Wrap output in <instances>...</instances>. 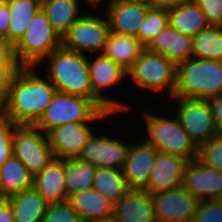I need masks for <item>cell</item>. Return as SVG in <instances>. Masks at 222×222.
I'll use <instances>...</instances> for the list:
<instances>
[{"mask_svg":"<svg viewBox=\"0 0 222 222\" xmlns=\"http://www.w3.org/2000/svg\"><path fill=\"white\" fill-rule=\"evenodd\" d=\"M41 63L46 64L45 75L57 92L83 96L91 99L100 109H108L93 94L89 77L88 57L85 54L61 46Z\"/></svg>","mask_w":222,"mask_h":222,"instance_id":"obj_2","label":"cell"},{"mask_svg":"<svg viewBox=\"0 0 222 222\" xmlns=\"http://www.w3.org/2000/svg\"><path fill=\"white\" fill-rule=\"evenodd\" d=\"M187 163L180 156L158 151L145 191L154 194L178 188L183 183Z\"/></svg>","mask_w":222,"mask_h":222,"instance_id":"obj_17","label":"cell"},{"mask_svg":"<svg viewBox=\"0 0 222 222\" xmlns=\"http://www.w3.org/2000/svg\"><path fill=\"white\" fill-rule=\"evenodd\" d=\"M193 222H222V203L219 199L200 200Z\"/></svg>","mask_w":222,"mask_h":222,"instance_id":"obj_35","label":"cell"},{"mask_svg":"<svg viewBox=\"0 0 222 222\" xmlns=\"http://www.w3.org/2000/svg\"><path fill=\"white\" fill-rule=\"evenodd\" d=\"M144 49L137 37L110 32L102 54L128 71Z\"/></svg>","mask_w":222,"mask_h":222,"instance_id":"obj_22","label":"cell"},{"mask_svg":"<svg viewBox=\"0 0 222 222\" xmlns=\"http://www.w3.org/2000/svg\"><path fill=\"white\" fill-rule=\"evenodd\" d=\"M69 201L81 216L83 222L106 218L112 214L114 207V204L94 188L71 196Z\"/></svg>","mask_w":222,"mask_h":222,"instance_id":"obj_27","label":"cell"},{"mask_svg":"<svg viewBox=\"0 0 222 222\" xmlns=\"http://www.w3.org/2000/svg\"><path fill=\"white\" fill-rule=\"evenodd\" d=\"M90 122L63 124L47 135L55 159L76 158L94 133Z\"/></svg>","mask_w":222,"mask_h":222,"instance_id":"obj_16","label":"cell"},{"mask_svg":"<svg viewBox=\"0 0 222 222\" xmlns=\"http://www.w3.org/2000/svg\"><path fill=\"white\" fill-rule=\"evenodd\" d=\"M127 77L133 80L139 90L148 89L152 93L164 92L168 99L173 97L176 85V64L163 55L144 49L140 57L127 71Z\"/></svg>","mask_w":222,"mask_h":222,"instance_id":"obj_7","label":"cell"},{"mask_svg":"<svg viewBox=\"0 0 222 222\" xmlns=\"http://www.w3.org/2000/svg\"><path fill=\"white\" fill-rule=\"evenodd\" d=\"M219 135H222V94L208 100Z\"/></svg>","mask_w":222,"mask_h":222,"instance_id":"obj_39","label":"cell"},{"mask_svg":"<svg viewBox=\"0 0 222 222\" xmlns=\"http://www.w3.org/2000/svg\"><path fill=\"white\" fill-rule=\"evenodd\" d=\"M169 25L168 11L150 8L140 24L137 38L146 47L151 40L166 26Z\"/></svg>","mask_w":222,"mask_h":222,"instance_id":"obj_32","label":"cell"},{"mask_svg":"<svg viewBox=\"0 0 222 222\" xmlns=\"http://www.w3.org/2000/svg\"><path fill=\"white\" fill-rule=\"evenodd\" d=\"M97 167L76 158L64 159V186L67 200L77 193L93 188Z\"/></svg>","mask_w":222,"mask_h":222,"instance_id":"obj_29","label":"cell"},{"mask_svg":"<svg viewBox=\"0 0 222 222\" xmlns=\"http://www.w3.org/2000/svg\"><path fill=\"white\" fill-rule=\"evenodd\" d=\"M9 7L8 44L13 48L23 37L30 21L41 9L42 0H5Z\"/></svg>","mask_w":222,"mask_h":222,"instance_id":"obj_25","label":"cell"},{"mask_svg":"<svg viewBox=\"0 0 222 222\" xmlns=\"http://www.w3.org/2000/svg\"><path fill=\"white\" fill-rule=\"evenodd\" d=\"M91 222H120V220L115 215L111 214L106 218L96 219Z\"/></svg>","mask_w":222,"mask_h":222,"instance_id":"obj_45","label":"cell"},{"mask_svg":"<svg viewBox=\"0 0 222 222\" xmlns=\"http://www.w3.org/2000/svg\"><path fill=\"white\" fill-rule=\"evenodd\" d=\"M11 204L15 222H41L48 203L32 187L6 198Z\"/></svg>","mask_w":222,"mask_h":222,"instance_id":"obj_24","label":"cell"},{"mask_svg":"<svg viewBox=\"0 0 222 222\" xmlns=\"http://www.w3.org/2000/svg\"><path fill=\"white\" fill-rule=\"evenodd\" d=\"M148 111V112H147ZM143 111V120H145L146 134L142 139L152 144L158 151L180 156L187 161L197 158L198 146L187 135L183 127L179 124L177 118L171 113L158 116L161 111L153 109ZM155 113V114H154ZM172 118V119H171ZM146 135V137H145Z\"/></svg>","mask_w":222,"mask_h":222,"instance_id":"obj_5","label":"cell"},{"mask_svg":"<svg viewBox=\"0 0 222 222\" xmlns=\"http://www.w3.org/2000/svg\"><path fill=\"white\" fill-rule=\"evenodd\" d=\"M222 94V62L190 58L176 64L173 96L208 101Z\"/></svg>","mask_w":222,"mask_h":222,"instance_id":"obj_3","label":"cell"},{"mask_svg":"<svg viewBox=\"0 0 222 222\" xmlns=\"http://www.w3.org/2000/svg\"><path fill=\"white\" fill-rule=\"evenodd\" d=\"M120 222H156L152 195L145 190H129L113 207Z\"/></svg>","mask_w":222,"mask_h":222,"instance_id":"obj_20","label":"cell"},{"mask_svg":"<svg viewBox=\"0 0 222 222\" xmlns=\"http://www.w3.org/2000/svg\"><path fill=\"white\" fill-rule=\"evenodd\" d=\"M134 143H130L123 175L129 190H146L158 150L146 140Z\"/></svg>","mask_w":222,"mask_h":222,"instance_id":"obj_15","label":"cell"},{"mask_svg":"<svg viewBox=\"0 0 222 222\" xmlns=\"http://www.w3.org/2000/svg\"><path fill=\"white\" fill-rule=\"evenodd\" d=\"M205 13L210 25L222 26V0H194Z\"/></svg>","mask_w":222,"mask_h":222,"instance_id":"obj_38","label":"cell"},{"mask_svg":"<svg viewBox=\"0 0 222 222\" xmlns=\"http://www.w3.org/2000/svg\"><path fill=\"white\" fill-rule=\"evenodd\" d=\"M19 67L16 60H0V108L6 100L12 78Z\"/></svg>","mask_w":222,"mask_h":222,"instance_id":"obj_37","label":"cell"},{"mask_svg":"<svg viewBox=\"0 0 222 222\" xmlns=\"http://www.w3.org/2000/svg\"><path fill=\"white\" fill-rule=\"evenodd\" d=\"M61 46V36L40 9L30 21L23 37L13 47V53L20 66L39 67L47 56Z\"/></svg>","mask_w":222,"mask_h":222,"instance_id":"obj_6","label":"cell"},{"mask_svg":"<svg viewBox=\"0 0 222 222\" xmlns=\"http://www.w3.org/2000/svg\"><path fill=\"white\" fill-rule=\"evenodd\" d=\"M0 222H15L13 209L6 199L0 203Z\"/></svg>","mask_w":222,"mask_h":222,"instance_id":"obj_42","label":"cell"},{"mask_svg":"<svg viewBox=\"0 0 222 222\" xmlns=\"http://www.w3.org/2000/svg\"><path fill=\"white\" fill-rule=\"evenodd\" d=\"M64 179V159L54 158L42 172L33 177V188L47 203L66 201Z\"/></svg>","mask_w":222,"mask_h":222,"instance_id":"obj_21","label":"cell"},{"mask_svg":"<svg viewBox=\"0 0 222 222\" xmlns=\"http://www.w3.org/2000/svg\"><path fill=\"white\" fill-rule=\"evenodd\" d=\"M192 58L222 62V26L210 25L192 41Z\"/></svg>","mask_w":222,"mask_h":222,"instance_id":"obj_31","label":"cell"},{"mask_svg":"<svg viewBox=\"0 0 222 222\" xmlns=\"http://www.w3.org/2000/svg\"><path fill=\"white\" fill-rule=\"evenodd\" d=\"M104 8L111 32L137 37L140 24L151 7L141 2H108Z\"/></svg>","mask_w":222,"mask_h":222,"instance_id":"obj_18","label":"cell"},{"mask_svg":"<svg viewBox=\"0 0 222 222\" xmlns=\"http://www.w3.org/2000/svg\"><path fill=\"white\" fill-rule=\"evenodd\" d=\"M192 2L194 0H148L147 4L151 8L168 11Z\"/></svg>","mask_w":222,"mask_h":222,"instance_id":"obj_40","label":"cell"},{"mask_svg":"<svg viewBox=\"0 0 222 222\" xmlns=\"http://www.w3.org/2000/svg\"><path fill=\"white\" fill-rule=\"evenodd\" d=\"M81 0H42L41 9L61 38L83 15ZM81 12V14H80Z\"/></svg>","mask_w":222,"mask_h":222,"instance_id":"obj_23","label":"cell"},{"mask_svg":"<svg viewBox=\"0 0 222 222\" xmlns=\"http://www.w3.org/2000/svg\"><path fill=\"white\" fill-rule=\"evenodd\" d=\"M16 126L0 112V167L12 154V136Z\"/></svg>","mask_w":222,"mask_h":222,"instance_id":"obj_36","label":"cell"},{"mask_svg":"<svg viewBox=\"0 0 222 222\" xmlns=\"http://www.w3.org/2000/svg\"><path fill=\"white\" fill-rule=\"evenodd\" d=\"M87 5H90V7H94V4H97L100 0H85Z\"/></svg>","mask_w":222,"mask_h":222,"instance_id":"obj_46","label":"cell"},{"mask_svg":"<svg viewBox=\"0 0 222 222\" xmlns=\"http://www.w3.org/2000/svg\"><path fill=\"white\" fill-rule=\"evenodd\" d=\"M127 143V144H126ZM130 148L128 141L109 137L106 134H95L88 139L77 160L90 163L97 168L108 167L122 170Z\"/></svg>","mask_w":222,"mask_h":222,"instance_id":"obj_12","label":"cell"},{"mask_svg":"<svg viewBox=\"0 0 222 222\" xmlns=\"http://www.w3.org/2000/svg\"><path fill=\"white\" fill-rule=\"evenodd\" d=\"M169 100L176 105L170 112L197 146L219 135L208 101L179 96Z\"/></svg>","mask_w":222,"mask_h":222,"instance_id":"obj_10","label":"cell"},{"mask_svg":"<svg viewBox=\"0 0 222 222\" xmlns=\"http://www.w3.org/2000/svg\"><path fill=\"white\" fill-rule=\"evenodd\" d=\"M115 115L109 109H100L91 99L56 92L51 103L34 124L45 134L68 123L99 122Z\"/></svg>","mask_w":222,"mask_h":222,"instance_id":"obj_4","label":"cell"},{"mask_svg":"<svg viewBox=\"0 0 222 222\" xmlns=\"http://www.w3.org/2000/svg\"><path fill=\"white\" fill-rule=\"evenodd\" d=\"M103 1L104 0H100L97 4H94L95 10L101 7L99 5H102ZM147 1L148 0H106V2H132V3L133 2L147 3Z\"/></svg>","mask_w":222,"mask_h":222,"instance_id":"obj_44","label":"cell"},{"mask_svg":"<svg viewBox=\"0 0 222 222\" xmlns=\"http://www.w3.org/2000/svg\"><path fill=\"white\" fill-rule=\"evenodd\" d=\"M41 222H83L69 200L48 203Z\"/></svg>","mask_w":222,"mask_h":222,"instance_id":"obj_33","label":"cell"},{"mask_svg":"<svg viewBox=\"0 0 222 222\" xmlns=\"http://www.w3.org/2000/svg\"><path fill=\"white\" fill-rule=\"evenodd\" d=\"M151 195L155 204L156 222H193L199 201L182 185Z\"/></svg>","mask_w":222,"mask_h":222,"instance_id":"obj_13","label":"cell"},{"mask_svg":"<svg viewBox=\"0 0 222 222\" xmlns=\"http://www.w3.org/2000/svg\"><path fill=\"white\" fill-rule=\"evenodd\" d=\"M6 199V197L3 195L1 189H0V203L3 202Z\"/></svg>","mask_w":222,"mask_h":222,"instance_id":"obj_47","label":"cell"},{"mask_svg":"<svg viewBox=\"0 0 222 222\" xmlns=\"http://www.w3.org/2000/svg\"><path fill=\"white\" fill-rule=\"evenodd\" d=\"M38 66H20L15 72L0 112L17 125H34L57 92Z\"/></svg>","mask_w":222,"mask_h":222,"instance_id":"obj_1","label":"cell"},{"mask_svg":"<svg viewBox=\"0 0 222 222\" xmlns=\"http://www.w3.org/2000/svg\"><path fill=\"white\" fill-rule=\"evenodd\" d=\"M93 188L112 204H116L128 191L123 171L115 168H97Z\"/></svg>","mask_w":222,"mask_h":222,"instance_id":"obj_30","label":"cell"},{"mask_svg":"<svg viewBox=\"0 0 222 222\" xmlns=\"http://www.w3.org/2000/svg\"><path fill=\"white\" fill-rule=\"evenodd\" d=\"M110 25L105 13L103 17L83 12V15L62 37V46L81 54L103 52L110 34Z\"/></svg>","mask_w":222,"mask_h":222,"instance_id":"obj_9","label":"cell"},{"mask_svg":"<svg viewBox=\"0 0 222 222\" xmlns=\"http://www.w3.org/2000/svg\"><path fill=\"white\" fill-rule=\"evenodd\" d=\"M197 159L205 165L222 172V135L200 144Z\"/></svg>","mask_w":222,"mask_h":222,"instance_id":"obj_34","label":"cell"},{"mask_svg":"<svg viewBox=\"0 0 222 222\" xmlns=\"http://www.w3.org/2000/svg\"><path fill=\"white\" fill-rule=\"evenodd\" d=\"M95 58H88L89 77L93 94L113 113L119 114L130 109L129 104L117 99L106 97L103 93L108 88L123 81L127 77V71L119 64L107 58L102 53L95 54Z\"/></svg>","mask_w":222,"mask_h":222,"instance_id":"obj_11","label":"cell"},{"mask_svg":"<svg viewBox=\"0 0 222 222\" xmlns=\"http://www.w3.org/2000/svg\"><path fill=\"white\" fill-rule=\"evenodd\" d=\"M192 41V36L182 34L168 25L151 40L145 49L163 55L177 64L192 58Z\"/></svg>","mask_w":222,"mask_h":222,"instance_id":"obj_19","label":"cell"},{"mask_svg":"<svg viewBox=\"0 0 222 222\" xmlns=\"http://www.w3.org/2000/svg\"><path fill=\"white\" fill-rule=\"evenodd\" d=\"M168 21L172 28L192 37L210 26L205 13L195 2L168 10Z\"/></svg>","mask_w":222,"mask_h":222,"instance_id":"obj_28","label":"cell"},{"mask_svg":"<svg viewBox=\"0 0 222 222\" xmlns=\"http://www.w3.org/2000/svg\"><path fill=\"white\" fill-rule=\"evenodd\" d=\"M9 7L8 3L4 0L0 4V38L4 39L8 43V31H9Z\"/></svg>","mask_w":222,"mask_h":222,"instance_id":"obj_41","label":"cell"},{"mask_svg":"<svg viewBox=\"0 0 222 222\" xmlns=\"http://www.w3.org/2000/svg\"><path fill=\"white\" fill-rule=\"evenodd\" d=\"M33 187V176L13 154L0 167V189L7 198Z\"/></svg>","mask_w":222,"mask_h":222,"instance_id":"obj_26","label":"cell"},{"mask_svg":"<svg viewBox=\"0 0 222 222\" xmlns=\"http://www.w3.org/2000/svg\"><path fill=\"white\" fill-rule=\"evenodd\" d=\"M12 154L34 177L54 159L48 135L34 125H17L12 136Z\"/></svg>","mask_w":222,"mask_h":222,"instance_id":"obj_8","label":"cell"},{"mask_svg":"<svg viewBox=\"0 0 222 222\" xmlns=\"http://www.w3.org/2000/svg\"><path fill=\"white\" fill-rule=\"evenodd\" d=\"M182 186L198 201L220 199L222 172L195 158L185 166Z\"/></svg>","mask_w":222,"mask_h":222,"instance_id":"obj_14","label":"cell"},{"mask_svg":"<svg viewBox=\"0 0 222 222\" xmlns=\"http://www.w3.org/2000/svg\"><path fill=\"white\" fill-rule=\"evenodd\" d=\"M0 60H16L13 48L2 38H0Z\"/></svg>","mask_w":222,"mask_h":222,"instance_id":"obj_43","label":"cell"}]
</instances>
